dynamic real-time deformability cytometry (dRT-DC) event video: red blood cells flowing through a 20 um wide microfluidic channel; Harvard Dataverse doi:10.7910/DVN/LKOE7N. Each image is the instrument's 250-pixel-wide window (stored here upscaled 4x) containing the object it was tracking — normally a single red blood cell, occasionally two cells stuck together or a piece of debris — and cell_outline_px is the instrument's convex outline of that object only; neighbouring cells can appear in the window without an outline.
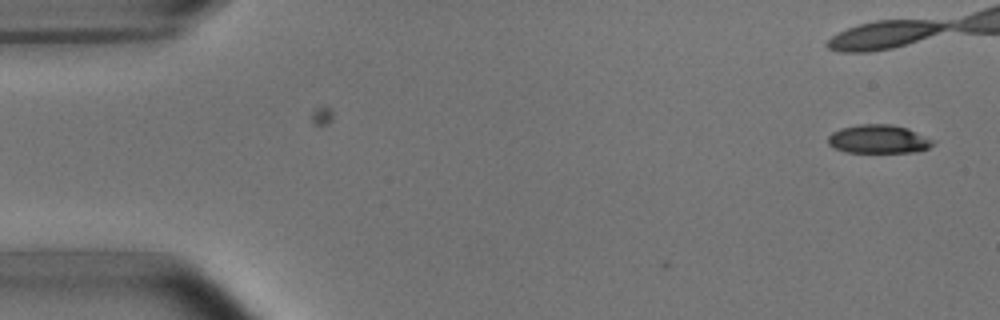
{"species": "common noctule bat (a hibernating species)", "species_latin": "Nyctalus noctula", "temperature_condition": "room temperature", "stored_images_in_passage": 2, "camera_frame_rate_fps": 3000, "um_per_image_px": 0.085, "animal": {"sex": "male", "body_mass_g": 15.6}, "frame": {"image": 1, "passage_image": 2, "time_ms": 1.0, "image_size_px": [1000, 320], "cell_outline_px": [[936, 144], [920, 152], [844, 152], [828, 144], [828, 136], [832, 132], [840, 128], [860, 124], [888, 124], [908, 128], [936, 140]], "centroid_in_image_um": [74.73, 11.83], "position_along_channel_um": 10.3, "area_um2": 17.69}}